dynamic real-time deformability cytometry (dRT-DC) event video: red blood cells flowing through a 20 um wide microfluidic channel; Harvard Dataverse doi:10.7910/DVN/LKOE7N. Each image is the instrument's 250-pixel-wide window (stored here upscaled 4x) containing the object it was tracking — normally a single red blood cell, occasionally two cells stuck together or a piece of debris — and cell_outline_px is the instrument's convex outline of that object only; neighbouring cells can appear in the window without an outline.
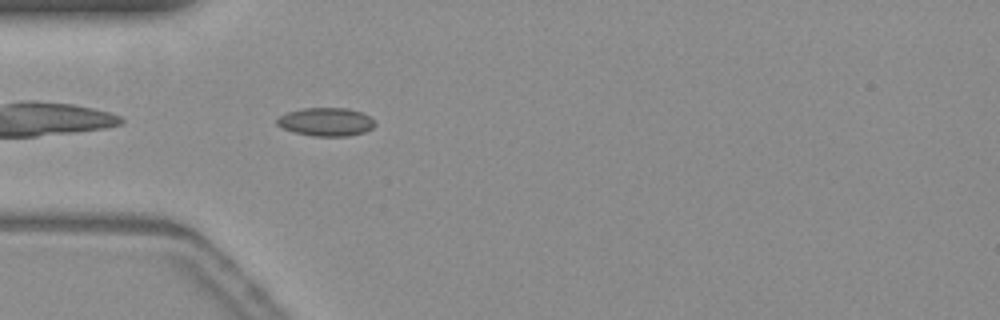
{"species": "common noctule bat (a hibernating species)", "species_latin": "Nyctalus noctula", "temperature_condition": "warm", "stored_images_in_passage": 41, "camera_frame_rate_fps": 3000, "um_per_image_px": 0.085, "animal": {"sex": "female", "body_mass_g": 19.3, "forearm_length_mm": 54.1}, "frame": {"image": 1, "passage_image": 2, "time_ms": 0.333, "image_size_px": [1000, 320], "cell_outline_px": [[376, 124], [372, 128], [364, 132], [348, 136], [312, 136], [296, 132], [284, 128], [276, 124], [276, 120], [280, 116], [288, 112], [304, 108], [348, 108], [360, 112], [368, 116]], "centroid_in_image_um": [27.71, 10.36], "position_along_channel_um": 57.3, "area_um2": 15.95}}
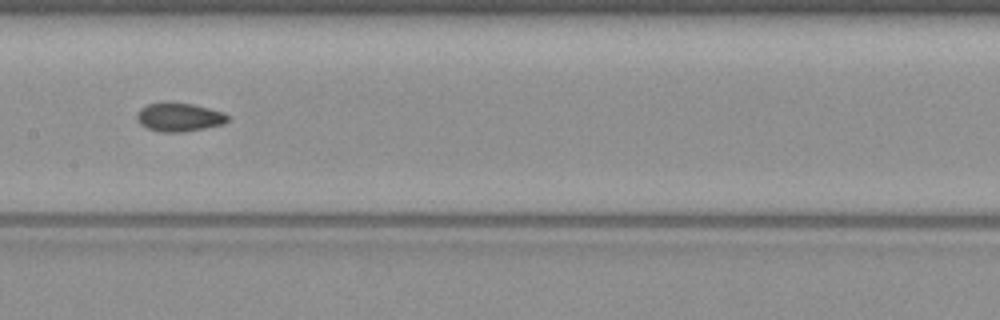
{"frame": {"image": 2, "passage_image": 13, "time_ms": 4.0, "image_size_px": [1000, 320], "cell_outline_px": [[228, 120], [224, 124], [184, 132], [160, 132], [148, 128], [140, 124], [136, 120], [136, 112], [140, 108], [148, 104], [164, 100], [168, 100], [192, 104], [224, 112], [228, 116]], "centroid_in_image_um": [15.18, 9.93], "position_along_channel_um": 192.2, "area_um2": 15.55}}
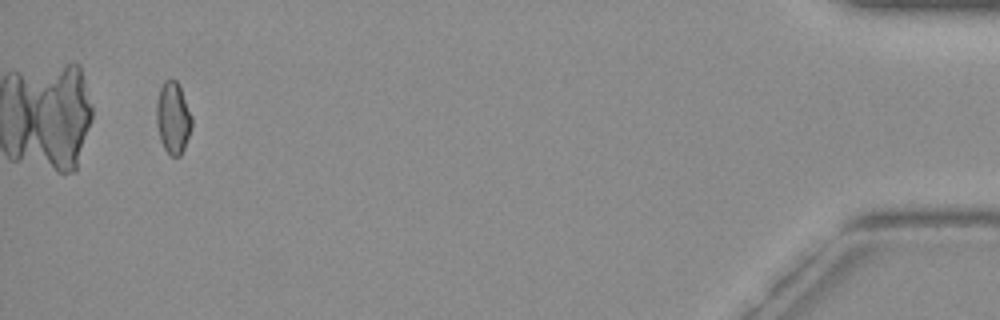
{"frame": {"image": 3, "passage_image": 38, "time_ms": 12.333, "image_size_px": [1000, 320], "cell_outline_px": [[192, 124], [184, 148], [180, 156], [172, 156], [164, 148], [160, 140], [156, 124], [156, 104], [160, 88], [164, 80], [176, 80], [180, 88], [192, 116]], "centroid_in_image_um": [14.69, 10.02], "position_along_channel_um": 420.5, "area_um2": 14.62}, "authors_computed_cell_mechanics": {"area_um2": 14.8546, "velocity_mm_per_s": 3.757, "shape_relaxation_time_tau1_ms": null, "shape_relaxation_time_tau2_ms": 2.605, "deformation_change_tau1": null, "deformation_change_tau2": 0.0721}}